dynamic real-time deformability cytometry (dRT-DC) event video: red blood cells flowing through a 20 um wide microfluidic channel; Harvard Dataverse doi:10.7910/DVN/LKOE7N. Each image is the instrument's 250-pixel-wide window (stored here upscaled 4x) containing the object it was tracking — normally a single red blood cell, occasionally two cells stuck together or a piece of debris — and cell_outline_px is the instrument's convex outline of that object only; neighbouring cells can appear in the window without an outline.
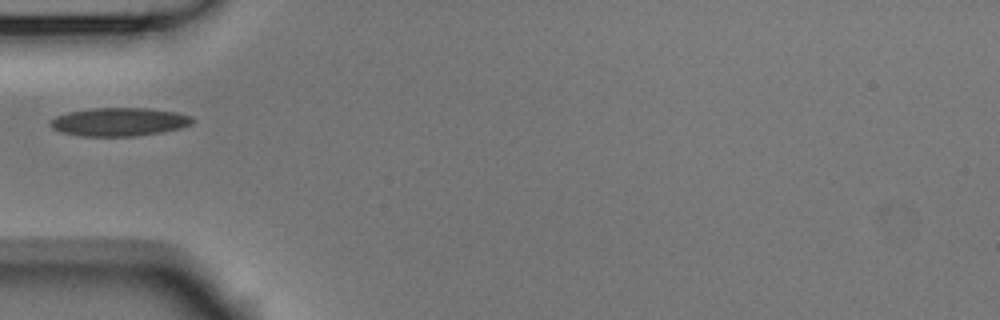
{"species": "Egyptian fruit bat (a non-hibernating species)", "species_latin": "Rousettus aegyptiacus", "temperature_condition": "room temperature", "stored_images_in_passage": 37, "camera_frame_rate_fps": 3000, "um_per_image_px": 0.085, "animal": {"sex": "male"}, "frame": {"image": 1, "passage_image": 1, "time_ms": 0.0, "image_size_px": [1000, 320], "cell_outline_px": [[196, 120], [192, 124], [180, 128], [160, 132], [136, 136], [80, 136], [60, 132], [52, 128], [48, 124], [56, 116], [68, 112], [92, 108], [148, 108], [176, 112], [192, 116]], "centroid_in_image_um": [10.14, 10.36], "position_along_channel_um": 74.9, "area_um2": 23.58}}
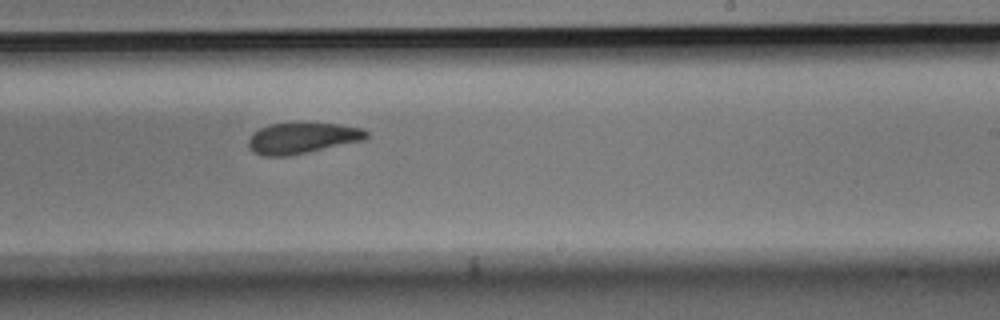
{"frame": {"image": 2, "passage_image": 16, "time_ms": 5.0, "image_size_px": [1000, 320], "cell_outline_px": [[368, 136], [364, 140], [308, 152], [284, 156], [264, 156], [252, 152], [248, 144], [248, 140], [252, 132], [268, 124], [340, 124], [360, 128], [368, 132]], "centroid_in_image_um": [25.65, 11.75], "position_along_channel_um": 263.3, "area_um2": 20.98}}
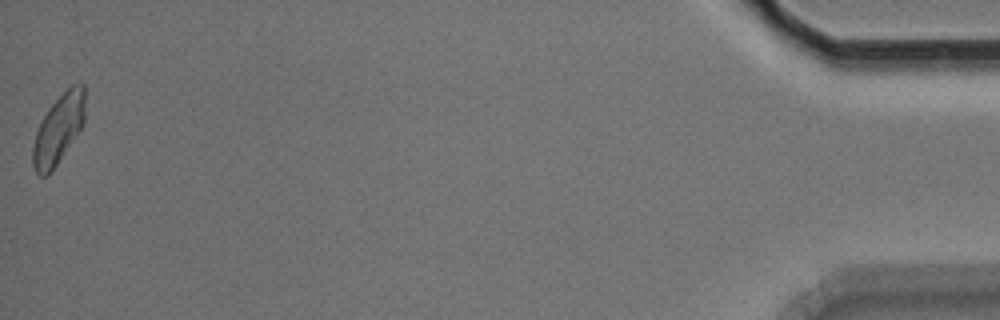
{"frame": {"image": 3, "passage_image": 37, "time_ms": 12.0, "image_size_px": [1000, 320], "cell_outline_px": [[84, 124], [56, 164], [44, 176], [40, 176], [36, 172], [32, 164], [32, 148], [36, 132], [48, 108], [72, 84], [84, 84]], "centroid_in_image_um": [4.97, 10.96], "position_along_channel_um": 430.2, "area_um2": 20.46}}